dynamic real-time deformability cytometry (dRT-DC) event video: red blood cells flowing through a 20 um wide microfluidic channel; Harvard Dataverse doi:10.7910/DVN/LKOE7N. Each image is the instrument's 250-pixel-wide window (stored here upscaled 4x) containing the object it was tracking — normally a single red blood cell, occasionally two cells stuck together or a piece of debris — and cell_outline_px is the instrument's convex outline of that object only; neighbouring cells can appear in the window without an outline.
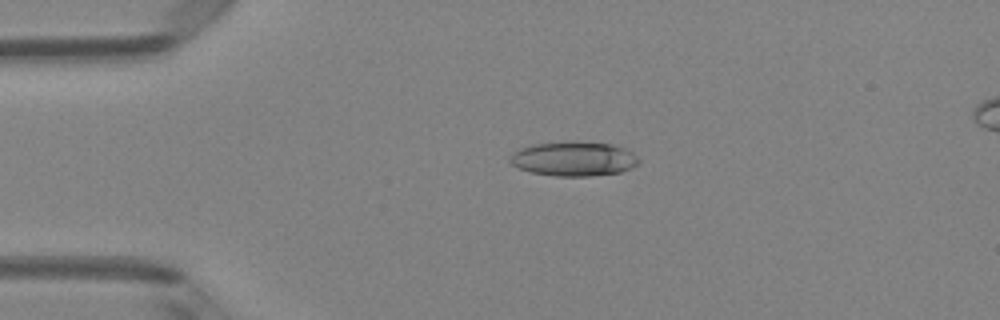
{"species": "Egyptian fruit bat (a non-hibernating species)", "species_latin": "Rousettus aegyptiacus", "temperature_condition": "room temperature", "stored_images_in_passage": 6, "camera_frame_rate_fps": 3000, "um_per_image_px": 0.085, "animal": {"sex": "female"}, "frame": {"image": 1, "passage_image": 4, "time_ms": 1.0, "image_size_px": [1000, 320], "cell_outline_px": [[640, 160], [636, 164], [620, 172], [588, 176], [556, 176], [532, 172], [520, 168], [512, 164], [508, 160], [508, 156], [512, 152], [520, 148], [532, 144], [572, 140], [612, 144], [624, 148], [632, 152]], "centroid_in_image_um": [48.72, 13.47], "position_along_channel_um": 36.3, "area_um2": 26.01}}